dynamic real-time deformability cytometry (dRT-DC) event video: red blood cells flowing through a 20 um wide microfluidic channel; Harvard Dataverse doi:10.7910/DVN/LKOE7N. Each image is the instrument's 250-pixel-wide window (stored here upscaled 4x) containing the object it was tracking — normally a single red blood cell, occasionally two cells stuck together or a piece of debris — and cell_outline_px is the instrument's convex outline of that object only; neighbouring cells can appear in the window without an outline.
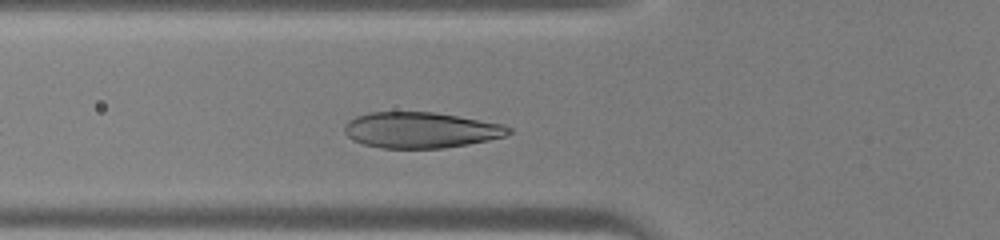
{"species": "human", "species_latin": "Homo sapiens", "temperature_condition": "warm", "stored_images_in_passage": 32, "camera_frame_rate_fps": 3000, "um_per_image_px": 0.085, "donor": {"sex": "male"}, "frame": {"image": 1, "passage_image": 7, "time_ms": 2.0, "image_size_px": [1000, 240], "cell_outline_px": [[512, 132], [504, 136], [488, 140], [468, 144], [444, 148], [380, 148], [364, 144], [352, 140], [344, 132], [344, 128], [348, 120], [356, 116], [368, 112], [432, 112], [504, 124], [512, 128]], "centroid_in_image_um": [35.75, 11.06], "position_along_channel_um": 90.0, "area_um2": 34.28}}
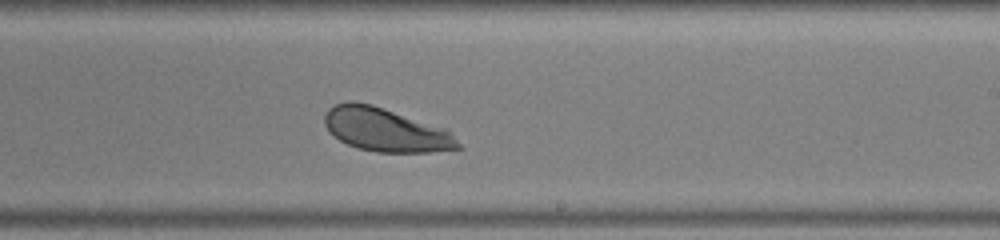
{"frame": {"image": 2, "passage_image": 18, "time_ms": 5.667, "image_size_px": [1000, 240], "cell_outline_px": [[464, 148], [428, 152], [376, 152], [356, 148], [340, 140], [324, 124], [324, 116], [328, 108], [336, 104], [348, 100], [352, 100], [372, 104], [448, 128]], "centroid_in_image_um": [32.82, 11.02], "position_along_channel_um": 256.2, "area_um2": 34.22}}
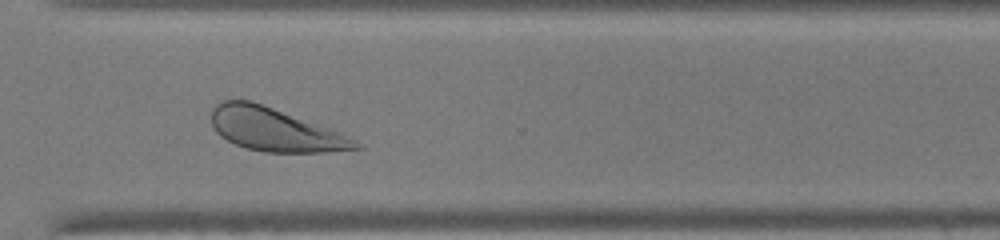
{"frame": {"image": 3, "passage_image": 24, "time_ms": 7.667, "image_size_px": [1000, 240], "cell_outline_px": [[364, 148], [320, 152], [264, 152], [244, 148], [220, 136], [216, 132], [212, 124], [212, 108], [220, 100], [252, 100], [336, 132], [356, 140], [364, 144]], "centroid_in_image_um": [23.3, 11.02], "position_along_channel_um": 347.3, "area_um2": 35.66}}